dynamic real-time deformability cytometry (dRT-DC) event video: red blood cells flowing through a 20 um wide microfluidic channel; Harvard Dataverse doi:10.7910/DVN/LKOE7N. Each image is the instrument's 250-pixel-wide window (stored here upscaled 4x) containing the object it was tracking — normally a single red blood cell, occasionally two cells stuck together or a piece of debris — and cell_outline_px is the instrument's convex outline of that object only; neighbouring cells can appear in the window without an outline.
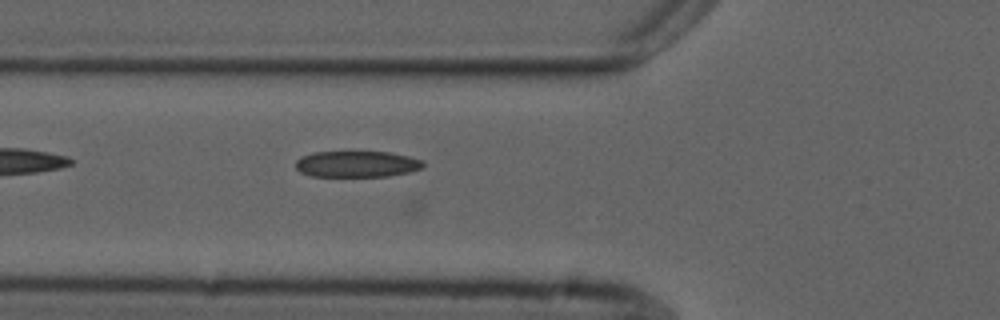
{"species": "common noctule bat (a hibernating species)", "species_latin": "Nyctalus noctula", "temperature_condition": "cold", "stored_images_in_passage": 43, "camera_frame_rate_fps": 3000, "um_per_image_px": 0.085, "animal": {"sex": "male", "forearm_length_mm": 52.5}, "frame": {"image": 1, "passage_image": 13, "time_ms": 4.0, "image_size_px": [1000, 320], "cell_outline_px": [[424, 168], [408, 172], [388, 176], [312, 176], [300, 172], [296, 168], [296, 160], [300, 156], [312, 152], [388, 152], [408, 156], [424, 160]], "centroid_in_image_um": [30.33, 13.94], "position_along_channel_um": 95.5, "area_um2": 19.54}}
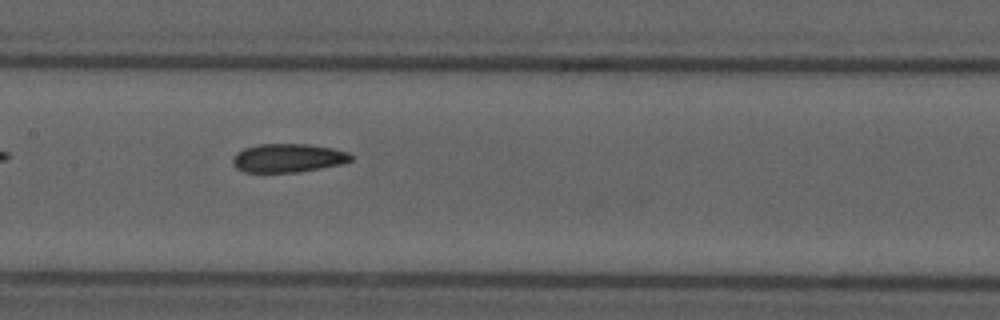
{"frame": {"image": 2, "passage_image": 20, "time_ms": 6.333, "image_size_px": [1000, 320], "cell_outline_px": [[352, 160], [340, 164], [320, 168], [296, 172], [244, 172], [236, 168], [232, 164], [232, 160], [236, 152], [244, 148], [260, 144], [308, 144], [332, 148], [348, 152], [352, 156]], "centroid_in_image_um": [24.45, 13.43], "position_along_channel_um": 182.9, "area_um2": 19.65}}
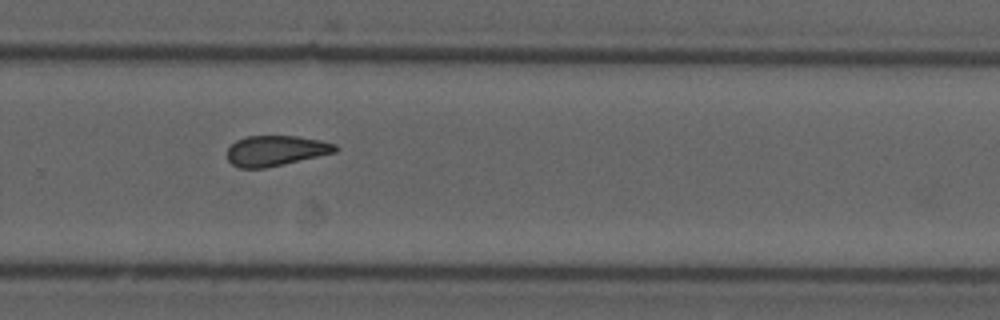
{"frame": {"image": 3, "passage_image": 30, "time_ms": 9.667, "image_size_px": [1000, 320], "cell_outline_px": [[340, 148], [336, 152], [284, 164], [264, 168], [240, 168], [232, 164], [228, 160], [228, 148], [236, 140], [248, 136], [296, 136], [320, 140], [336, 144]], "centroid_in_image_um": [23.46, 12.81], "position_along_channel_um": 306.3, "area_um2": 19.07}, "authors_computed_cell_mechanics": {"area_um2": 19.363, "velocity_mm_per_s": 3.7171, "shape_relaxation_time_tau1_ms": null, "shape_relaxation_time_tau2_ms": 5.4125, "deformation_change_tau1": null, "deformation_change_tau2": 0.0924}}